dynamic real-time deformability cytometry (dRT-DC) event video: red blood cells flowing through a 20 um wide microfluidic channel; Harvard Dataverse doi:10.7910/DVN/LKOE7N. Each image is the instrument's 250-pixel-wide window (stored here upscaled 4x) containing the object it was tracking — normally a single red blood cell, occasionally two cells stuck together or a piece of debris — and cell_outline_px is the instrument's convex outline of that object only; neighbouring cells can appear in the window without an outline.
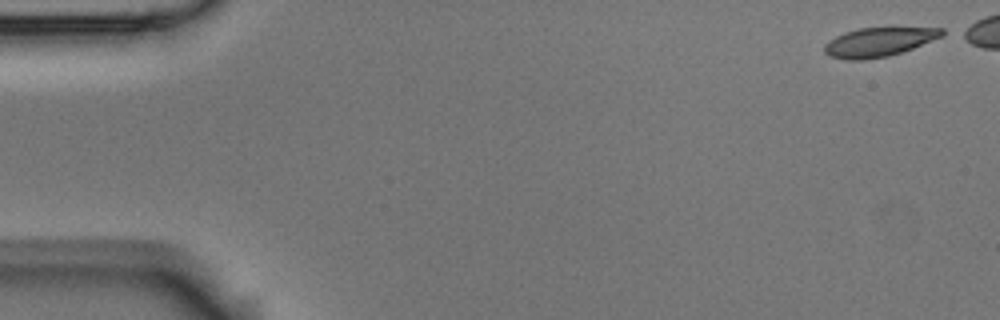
{"species": "Egyptian fruit bat (a non-hibernating species)", "species_latin": "Rousettus aegyptiacus", "temperature_condition": "room temperature", "stored_images_in_passage": 4, "camera_frame_rate_fps": 3000, "um_per_image_px": 0.085, "animal": {"sex": "male"}, "frame": {"image": 1, "passage_image": 1, "time_ms": 0.0, "image_size_px": [1000, 320], "cell_outline_px": [[952, 32], [944, 36], [912, 48], [888, 56], [864, 60], [848, 60], [828, 56], [824, 52], [824, 44], [836, 36], [844, 32], [860, 28], [892, 24], [944, 28]], "centroid_in_image_um": [74.83, 3.49], "position_along_channel_um": 10.2, "area_um2": 21.21}}